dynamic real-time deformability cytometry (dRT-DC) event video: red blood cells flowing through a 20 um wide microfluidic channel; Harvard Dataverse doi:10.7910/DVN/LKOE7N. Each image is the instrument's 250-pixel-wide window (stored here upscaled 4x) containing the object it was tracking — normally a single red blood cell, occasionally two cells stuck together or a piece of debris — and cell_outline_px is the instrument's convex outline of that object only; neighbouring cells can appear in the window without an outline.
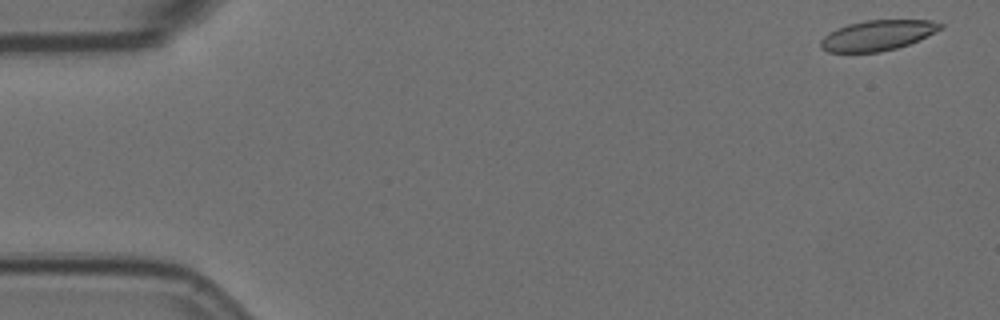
{"species": "Egyptian fruit bat (a non-hibernating species)", "species_latin": "Rousettus aegyptiacus", "temperature_condition": "room temperature", "stored_images_in_passage": 4, "camera_frame_rate_fps": 3000, "um_per_image_px": 0.085, "animal": {"sex": "female"}, "frame": {"image": 1, "passage_image": 1, "time_ms": 0.0, "image_size_px": [1000, 320], "cell_outline_px": [[944, 28], [920, 40], [896, 48], [880, 52], [828, 52], [820, 48], [820, 40], [828, 32], [836, 28], [848, 24], [864, 20], [932, 20], [944, 24]], "centroid_in_image_um": [74.6, 3.0], "position_along_channel_um": 10.4, "area_um2": 21.39}}